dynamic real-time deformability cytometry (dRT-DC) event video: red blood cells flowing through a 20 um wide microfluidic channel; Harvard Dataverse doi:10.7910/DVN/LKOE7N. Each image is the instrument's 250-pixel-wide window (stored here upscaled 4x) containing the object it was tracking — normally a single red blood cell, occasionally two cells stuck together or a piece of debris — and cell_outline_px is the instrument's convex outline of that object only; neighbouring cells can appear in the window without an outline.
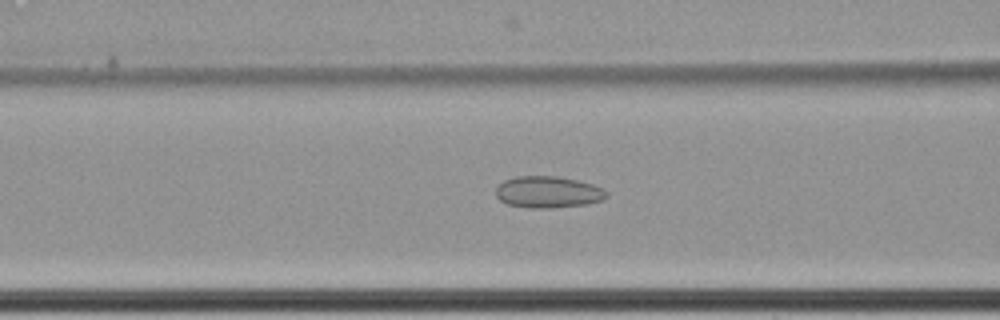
{"species": "common noctule bat (a hibernating species)", "species_latin": "Nyctalus noctula", "temperature_condition": "cold", "stored_images_in_passage": 50, "camera_frame_rate_fps": 3000, "um_per_image_px": 0.085, "animal": {"sex": "female", "body_mass_g": 22.7, "forearm_length_mm": 54.2}, "frame": {"image": 1, "passage_image": 15, "time_ms": 4.667, "image_size_px": [1000, 320], "cell_outline_px": [[608, 196], [604, 200], [588, 204], [552, 208], [532, 208], [508, 204], [500, 200], [496, 196], [496, 188], [504, 180], [516, 176], [556, 176], [576, 180], [592, 184], [604, 188], [608, 192]], "centroid_in_image_um": [46.62, 16.33], "position_along_channel_um": 120.0, "area_um2": 20.52}}
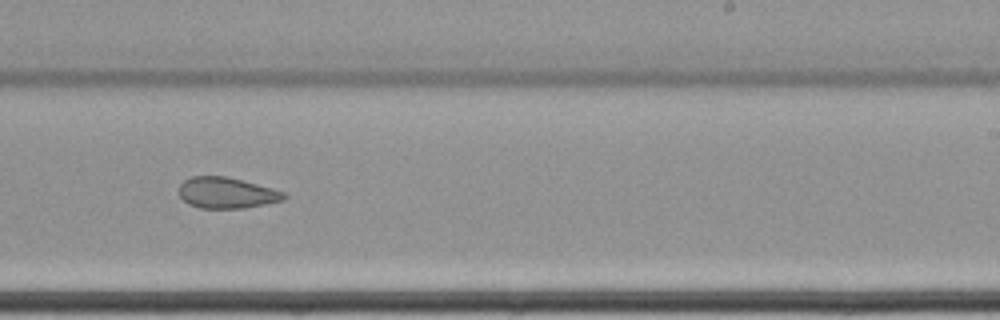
{"frame": {"image": 2, "passage_image": 28, "time_ms": 9.0, "image_size_px": [1000, 320], "cell_outline_px": [[288, 196], [284, 200], [244, 208], [200, 208], [188, 204], [180, 196], [180, 184], [184, 180], [192, 176], [228, 176], [272, 188], [284, 192]], "centroid_in_image_um": [19.27, 16.39], "position_along_channel_um": 269.7, "area_um2": 18.96}}
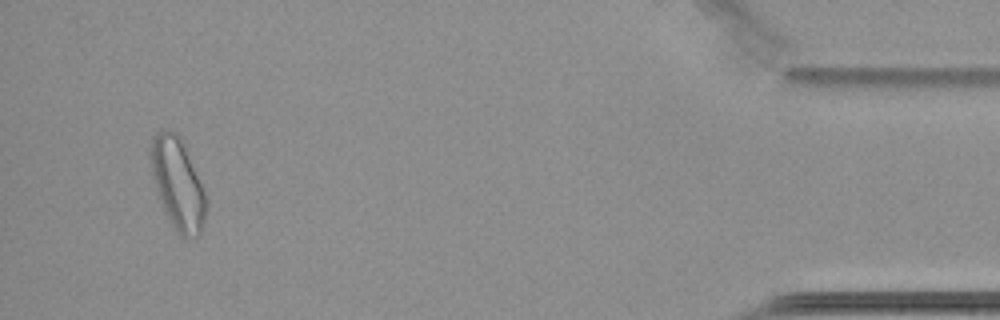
{"frame": {"image": 3, "passage_image": 47, "time_ms": 15.333, "image_size_px": [1000, 320], "cell_outline_px": [[208, 208], [200, 232], [196, 236], [180, 236], [172, 224], [160, 200], [152, 176], [148, 156], [152, 136], [160, 128], [168, 128], [176, 132], [184, 140], [208, 196]], "centroid_in_image_um": [15.12, 15.5], "position_along_channel_um": 420.1, "area_um2": 30.35}, "authors_computed_cell_mechanics": {"area_um2": 21.5016, "velocity_mm_per_s": 3.4569, "shape_relaxation_time_tau1_ms": null, "shape_relaxation_time_tau2_ms": 2.3464, "deformation_change_tau1": null, "deformation_change_tau2": 0.0788}}